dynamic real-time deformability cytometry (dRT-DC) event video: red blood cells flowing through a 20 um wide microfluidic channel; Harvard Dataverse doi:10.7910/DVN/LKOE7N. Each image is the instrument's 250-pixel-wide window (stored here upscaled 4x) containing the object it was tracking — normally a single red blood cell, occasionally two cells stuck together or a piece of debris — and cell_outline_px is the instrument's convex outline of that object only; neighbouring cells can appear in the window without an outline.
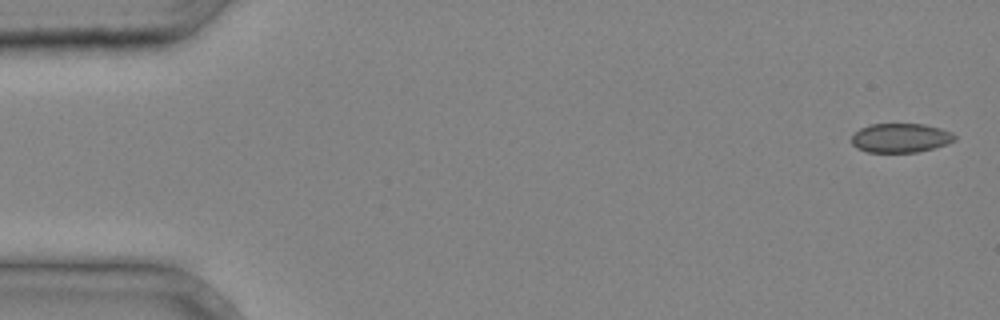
{"species": "common noctule bat (a hibernating species)", "species_latin": "Nyctalus noctula", "temperature_condition": "cold", "stored_images_in_passage": 4, "camera_frame_rate_fps": 3000, "um_per_image_px": 0.085, "animal": {"sex": "male", "body_mass_g": 20.4}, "frame": {"image": 1, "passage_image": 1, "time_ms": 0.0, "image_size_px": [1000, 320], "cell_outline_px": [[956, 140], [932, 148], [916, 152], [868, 152], [856, 148], [852, 144], [852, 136], [860, 128], [868, 124], [924, 124], [940, 128], [952, 132], [956, 136]], "centroid_in_image_um": [76.53, 11.71], "position_along_channel_um": 8.5, "area_um2": 17.46}}
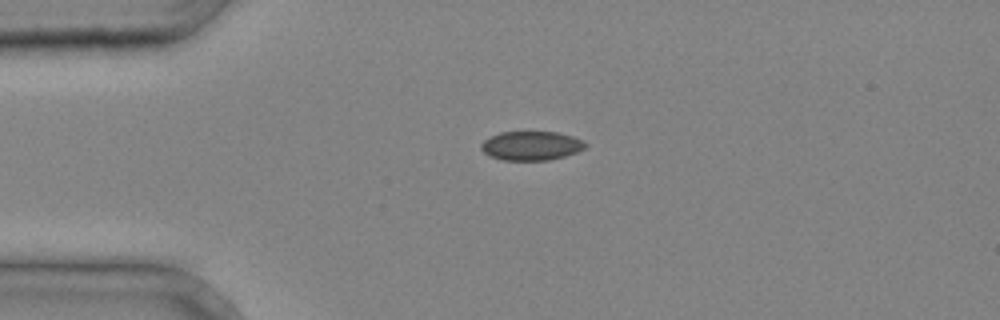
{"frame": {"image": 2, "passage_image": 3, "time_ms": 0.667, "image_size_px": [1000, 320], "cell_outline_px": [[588, 144], [584, 148], [576, 152], [564, 156], [548, 160], [504, 160], [488, 156], [480, 148], [480, 144], [484, 140], [500, 132], [556, 132], [572, 136], [584, 140]], "centroid_in_image_um": [45.15, 12.39], "position_along_channel_um": 39.9, "area_um2": 17.63}}